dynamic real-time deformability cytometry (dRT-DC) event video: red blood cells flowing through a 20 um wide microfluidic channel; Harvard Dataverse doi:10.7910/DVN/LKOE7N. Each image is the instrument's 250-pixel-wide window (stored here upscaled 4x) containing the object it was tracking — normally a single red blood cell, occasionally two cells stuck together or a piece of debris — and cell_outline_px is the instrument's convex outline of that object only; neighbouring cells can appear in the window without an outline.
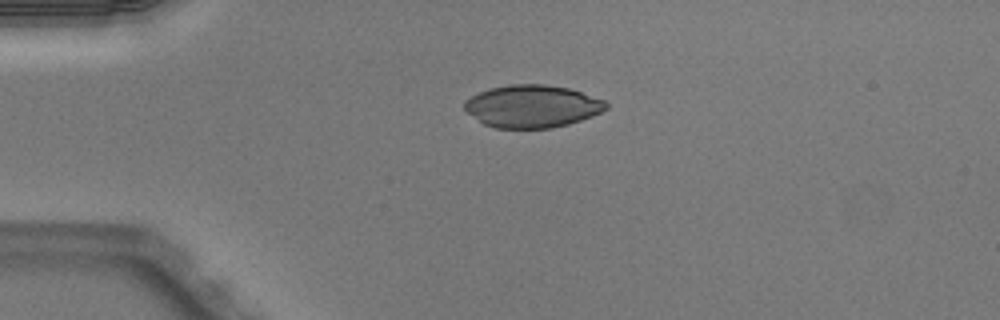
{"species": "Egyptian fruit bat (a non-hibernating species)", "species_latin": "Rousettus aegyptiacus", "temperature_condition": "warm", "stored_images_in_passage": 39, "camera_frame_rate_fps": 3000, "um_per_image_px": 0.085, "animal": {"sex": "male"}, "frame": {"image": 1, "passage_image": 1, "time_ms": 0.0, "image_size_px": [1000, 320], "cell_outline_px": [[608, 108], [592, 116], [568, 124], [552, 128], [496, 128], [484, 124], [468, 112], [464, 108], [464, 100], [480, 92], [492, 88], [508, 84], [544, 84], [568, 88], [604, 100], [608, 104]], "centroid_in_image_um": [45.24, 9.03], "position_along_channel_um": 39.8, "area_um2": 34.85}}